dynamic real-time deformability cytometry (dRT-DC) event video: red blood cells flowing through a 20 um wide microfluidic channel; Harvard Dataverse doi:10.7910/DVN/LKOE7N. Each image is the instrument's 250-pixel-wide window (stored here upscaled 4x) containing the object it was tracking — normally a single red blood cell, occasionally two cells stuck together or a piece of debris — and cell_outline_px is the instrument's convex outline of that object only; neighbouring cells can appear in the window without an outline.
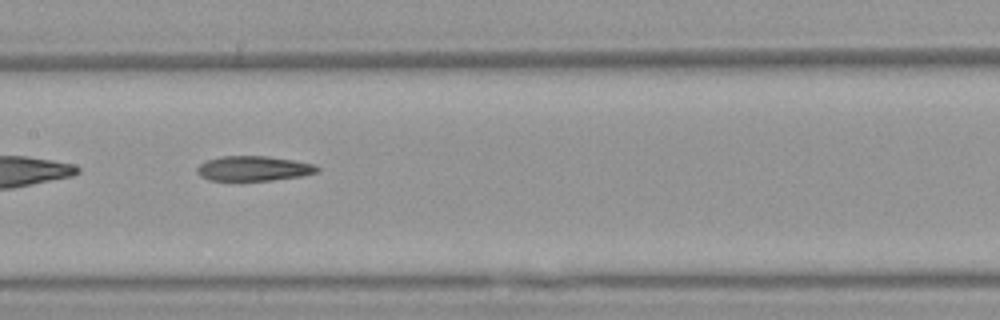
{"species": "Egyptian fruit bat (a non-hibernating species)", "species_latin": "Rousettus aegyptiacus", "temperature_condition": "warm", "stored_images_in_passage": 37, "camera_frame_rate_fps": 3000, "um_per_image_px": 0.085, "animal": {"sex": "female"}, "frame": {"image": 1, "passage_image": 11, "time_ms": 3.333, "image_size_px": [1000, 320], "cell_outline_px": [[320, 168], [316, 172], [300, 176], [272, 180], [208, 180], [200, 176], [196, 172], [196, 168], [200, 164], [208, 160], [220, 156], [268, 156], [316, 164]], "centroid_in_image_um": [21.54, 14.31], "position_along_channel_um": 185.9, "area_um2": 17.34}}